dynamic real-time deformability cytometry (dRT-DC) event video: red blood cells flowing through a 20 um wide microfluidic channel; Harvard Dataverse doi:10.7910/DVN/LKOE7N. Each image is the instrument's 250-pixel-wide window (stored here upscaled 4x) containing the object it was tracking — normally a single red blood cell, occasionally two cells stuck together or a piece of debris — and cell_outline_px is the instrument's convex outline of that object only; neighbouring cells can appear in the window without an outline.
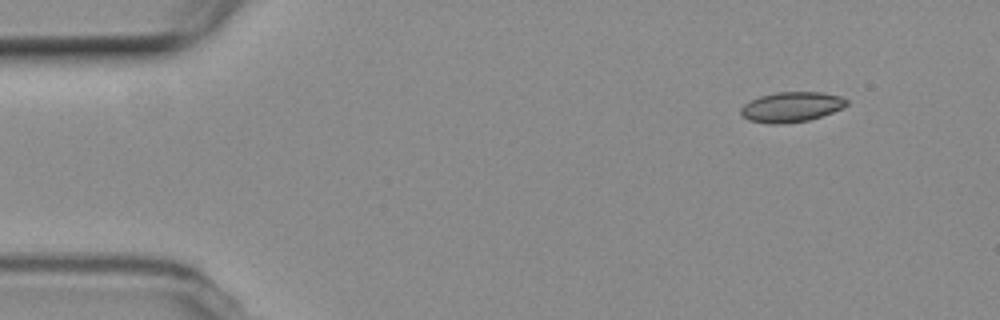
{"species": "common noctule bat (a hibernating species)", "species_latin": "Nyctalus noctula", "temperature_condition": "room temperature", "stored_images_in_passage": 3, "camera_frame_rate_fps": 3000, "um_per_image_px": 0.085, "animal": {"sex": "female", "body_mass_g": 19.3, "forearm_length_mm": 54.1}, "frame": {"image": 1, "passage_image": 1, "time_ms": 0.0, "image_size_px": [1000, 320], "cell_outline_px": [[848, 104], [832, 112], [808, 120], [776, 124], [772, 124], [748, 120], [740, 112], [740, 108], [744, 104], [760, 96], [776, 92], [820, 92], [840, 96], [848, 100]], "centroid_in_image_um": [67.25, 9.08], "position_along_channel_um": 17.7, "area_um2": 18.26}}
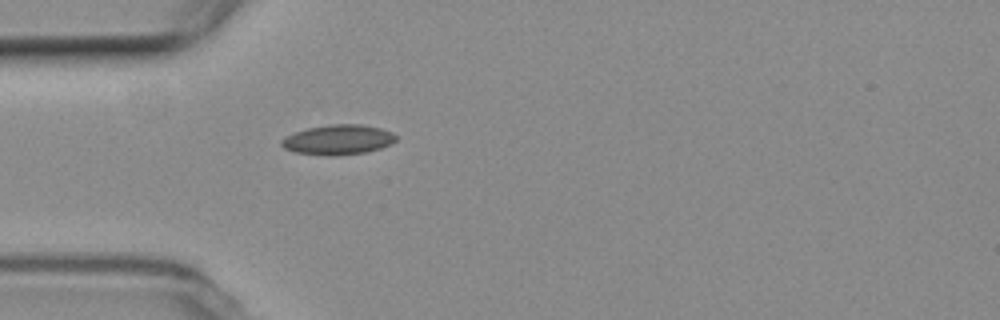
{"frame": {"image": 2, "passage_image": 3, "time_ms": 3.667, "image_size_px": [1000, 320], "cell_outline_px": [[396, 140], [380, 148], [364, 152], [296, 152], [284, 148], [280, 144], [280, 140], [284, 136], [308, 128], [332, 124], [360, 124], [380, 128], [392, 132], [396, 136]], "centroid_in_image_um": [28.74, 11.81], "position_along_channel_um": 56.3, "area_um2": 18.73}}